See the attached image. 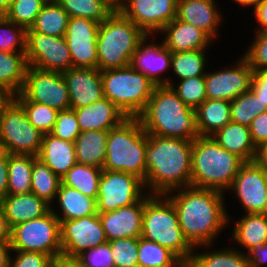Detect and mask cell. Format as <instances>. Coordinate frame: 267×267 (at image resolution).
I'll list each match as a JSON object with an SVG mask.
<instances>
[{
    "label": "cell",
    "instance_id": "obj_65",
    "mask_svg": "<svg viewBox=\"0 0 267 267\" xmlns=\"http://www.w3.org/2000/svg\"><path fill=\"white\" fill-rule=\"evenodd\" d=\"M111 3L116 9L124 2V0H107ZM123 1V2H122Z\"/></svg>",
    "mask_w": 267,
    "mask_h": 267
},
{
    "label": "cell",
    "instance_id": "obj_51",
    "mask_svg": "<svg viewBox=\"0 0 267 267\" xmlns=\"http://www.w3.org/2000/svg\"><path fill=\"white\" fill-rule=\"evenodd\" d=\"M249 128L251 140L256 148L267 142V111L253 119Z\"/></svg>",
    "mask_w": 267,
    "mask_h": 267
},
{
    "label": "cell",
    "instance_id": "obj_54",
    "mask_svg": "<svg viewBox=\"0 0 267 267\" xmlns=\"http://www.w3.org/2000/svg\"><path fill=\"white\" fill-rule=\"evenodd\" d=\"M254 8L256 20L261 26L257 32H267V0H260Z\"/></svg>",
    "mask_w": 267,
    "mask_h": 267
},
{
    "label": "cell",
    "instance_id": "obj_21",
    "mask_svg": "<svg viewBox=\"0 0 267 267\" xmlns=\"http://www.w3.org/2000/svg\"><path fill=\"white\" fill-rule=\"evenodd\" d=\"M147 35L132 53L129 66L145 75L155 86H170L168 79H160L158 74L171 66L172 52L163 44H150L145 47Z\"/></svg>",
    "mask_w": 267,
    "mask_h": 267
},
{
    "label": "cell",
    "instance_id": "obj_17",
    "mask_svg": "<svg viewBox=\"0 0 267 267\" xmlns=\"http://www.w3.org/2000/svg\"><path fill=\"white\" fill-rule=\"evenodd\" d=\"M234 189L247 214L263 213L267 205V171L254 162H245L230 189Z\"/></svg>",
    "mask_w": 267,
    "mask_h": 267
},
{
    "label": "cell",
    "instance_id": "obj_55",
    "mask_svg": "<svg viewBox=\"0 0 267 267\" xmlns=\"http://www.w3.org/2000/svg\"><path fill=\"white\" fill-rule=\"evenodd\" d=\"M8 194V157L0 160V201Z\"/></svg>",
    "mask_w": 267,
    "mask_h": 267
},
{
    "label": "cell",
    "instance_id": "obj_2",
    "mask_svg": "<svg viewBox=\"0 0 267 267\" xmlns=\"http://www.w3.org/2000/svg\"><path fill=\"white\" fill-rule=\"evenodd\" d=\"M192 143L193 140L148 134L144 184L154 194L166 197L174 188L190 187Z\"/></svg>",
    "mask_w": 267,
    "mask_h": 267
},
{
    "label": "cell",
    "instance_id": "obj_48",
    "mask_svg": "<svg viewBox=\"0 0 267 267\" xmlns=\"http://www.w3.org/2000/svg\"><path fill=\"white\" fill-rule=\"evenodd\" d=\"M74 259L83 267H115L108 242L83 251Z\"/></svg>",
    "mask_w": 267,
    "mask_h": 267
},
{
    "label": "cell",
    "instance_id": "obj_3",
    "mask_svg": "<svg viewBox=\"0 0 267 267\" xmlns=\"http://www.w3.org/2000/svg\"><path fill=\"white\" fill-rule=\"evenodd\" d=\"M147 134L194 140L201 137L197 115L170 86H155L150 100L138 116Z\"/></svg>",
    "mask_w": 267,
    "mask_h": 267
},
{
    "label": "cell",
    "instance_id": "obj_9",
    "mask_svg": "<svg viewBox=\"0 0 267 267\" xmlns=\"http://www.w3.org/2000/svg\"><path fill=\"white\" fill-rule=\"evenodd\" d=\"M10 245L13 251L42 252L53 260L62 257L60 221L54 210L13 226Z\"/></svg>",
    "mask_w": 267,
    "mask_h": 267
},
{
    "label": "cell",
    "instance_id": "obj_67",
    "mask_svg": "<svg viewBox=\"0 0 267 267\" xmlns=\"http://www.w3.org/2000/svg\"><path fill=\"white\" fill-rule=\"evenodd\" d=\"M263 214H264V215H265V217L267 218V205H266V208H265V210H264Z\"/></svg>",
    "mask_w": 267,
    "mask_h": 267
},
{
    "label": "cell",
    "instance_id": "obj_53",
    "mask_svg": "<svg viewBox=\"0 0 267 267\" xmlns=\"http://www.w3.org/2000/svg\"><path fill=\"white\" fill-rule=\"evenodd\" d=\"M250 255H247L249 267H259L267 261V241L262 245H258L249 250Z\"/></svg>",
    "mask_w": 267,
    "mask_h": 267
},
{
    "label": "cell",
    "instance_id": "obj_44",
    "mask_svg": "<svg viewBox=\"0 0 267 267\" xmlns=\"http://www.w3.org/2000/svg\"><path fill=\"white\" fill-rule=\"evenodd\" d=\"M170 87L189 108L194 110L207 99L205 76L183 79L177 89L174 88L172 83Z\"/></svg>",
    "mask_w": 267,
    "mask_h": 267
},
{
    "label": "cell",
    "instance_id": "obj_38",
    "mask_svg": "<svg viewBox=\"0 0 267 267\" xmlns=\"http://www.w3.org/2000/svg\"><path fill=\"white\" fill-rule=\"evenodd\" d=\"M60 184L61 178L40 159L33 156L31 192L49 204L53 198L55 199Z\"/></svg>",
    "mask_w": 267,
    "mask_h": 267
},
{
    "label": "cell",
    "instance_id": "obj_41",
    "mask_svg": "<svg viewBox=\"0 0 267 267\" xmlns=\"http://www.w3.org/2000/svg\"><path fill=\"white\" fill-rule=\"evenodd\" d=\"M189 263L193 267H249L247 255L233 249L197 255L193 253Z\"/></svg>",
    "mask_w": 267,
    "mask_h": 267
},
{
    "label": "cell",
    "instance_id": "obj_50",
    "mask_svg": "<svg viewBox=\"0 0 267 267\" xmlns=\"http://www.w3.org/2000/svg\"><path fill=\"white\" fill-rule=\"evenodd\" d=\"M18 253L15 260L10 257L9 267H47L53 260L42 252L15 251Z\"/></svg>",
    "mask_w": 267,
    "mask_h": 267
},
{
    "label": "cell",
    "instance_id": "obj_56",
    "mask_svg": "<svg viewBox=\"0 0 267 267\" xmlns=\"http://www.w3.org/2000/svg\"><path fill=\"white\" fill-rule=\"evenodd\" d=\"M11 227L8 224L3 206L0 203V241H10Z\"/></svg>",
    "mask_w": 267,
    "mask_h": 267
},
{
    "label": "cell",
    "instance_id": "obj_18",
    "mask_svg": "<svg viewBox=\"0 0 267 267\" xmlns=\"http://www.w3.org/2000/svg\"><path fill=\"white\" fill-rule=\"evenodd\" d=\"M237 65L232 69L205 74L207 99L231 102L251 89L253 68L244 57Z\"/></svg>",
    "mask_w": 267,
    "mask_h": 267
},
{
    "label": "cell",
    "instance_id": "obj_59",
    "mask_svg": "<svg viewBox=\"0 0 267 267\" xmlns=\"http://www.w3.org/2000/svg\"><path fill=\"white\" fill-rule=\"evenodd\" d=\"M12 98V94H10L6 89L0 87V116L4 107L12 100Z\"/></svg>",
    "mask_w": 267,
    "mask_h": 267
},
{
    "label": "cell",
    "instance_id": "obj_47",
    "mask_svg": "<svg viewBox=\"0 0 267 267\" xmlns=\"http://www.w3.org/2000/svg\"><path fill=\"white\" fill-rule=\"evenodd\" d=\"M80 133L75 111L73 109L59 111L51 134L57 138L74 142Z\"/></svg>",
    "mask_w": 267,
    "mask_h": 267
},
{
    "label": "cell",
    "instance_id": "obj_7",
    "mask_svg": "<svg viewBox=\"0 0 267 267\" xmlns=\"http://www.w3.org/2000/svg\"><path fill=\"white\" fill-rule=\"evenodd\" d=\"M147 34L116 9L99 25L97 69L99 71L129 66L132 53Z\"/></svg>",
    "mask_w": 267,
    "mask_h": 267
},
{
    "label": "cell",
    "instance_id": "obj_62",
    "mask_svg": "<svg viewBox=\"0 0 267 267\" xmlns=\"http://www.w3.org/2000/svg\"><path fill=\"white\" fill-rule=\"evenodd\" d=\"M9 155L6 144L0 139V160H5Z\"/></svg>",
    "mask_w": 267,
    "mask_h": 267
},
{
    "label": "cell",
    "instance_id": "obj_33",
    "mask_svg": "<svg viewBox=\"0 0 267 267\" xmlns=\"http://www.w3.org/2000/svg\"><path fill=\"white\" fill-rule=\"evenodd\" d=\"M69 16L55 1H48L37 15L33 25L27 31L39 32L56 37L65 36Z\"/></svg>",
    "mask_w": 267,
    "mask_h": 267
},
{
    "label": "cell",
    "instance_id": "obj_14",
    "mask_svg": "<svg viewBox=\"0 0 267 267\" xmlns=\"http://www.w3.org/2000/svg\"><path fill=\"white\" fill-rule=\"evenodd\" d=\"M62 257L74 259L81 252L107 243L99 213L60 223Z\"/></svg>",
    "mask_w": 267,
    "mask_h": 267
},
{
    "label": "cell",
    "instance_id": "obj_8",
    "mask_svg": "<svg viewBox=\"0 0 267 267\" xmlns=\"http://www.w3.org/2000/svg\"><path fill=\"white\" fill-rule=\"evenodd\" d=\"M103 95L126 117H138L151 98L155 85L130 66L101 71Z\"/></svg>",
    "mask_w": 267,
    "mask_h": 267
},
{
    "label": "cell",
    "instance_id": "obj_46",
    "mask_svg": "<svg viewBox=\"0 0 267 267\" xmlns=\"http://www.w3.org/2000/svg\"><path fill=\"white\" fill-rule=\"evenodd\" d=\"M6 26L11 29H7ZM0 32V50L5 52H16V45H18V47H20V52H26L27 30L24 27L11 22L3 15H0Z\"/></svg>",
    "mask_w": 267,
    "mask_h": 267
},
{
    "label": "cell",
    "instance_id": "obj_26",
    "mask_svg": "<svg viewBox=\"0 0 267 267\" xmlns=\"http://www.w3.org/2000/svg\"><path fill=\"white\" fill-rule=\"evenodd\" d=\"M161 31L167 33L163 42L171 52L205 49L212 40L204 31L176 18Z\"/></svg>",
    "mask_w": 267,
    "mask_h": 267
},
{
    "label": "cell",
    "instance_id": "obj_40",
    "mask_svg": "<svg viewBox=\"0 0 267 267\" xmlns=\"http://www.w3.org/2000/svg\"><path fill=\"white\" fill-rule=\"evenodd\" d=\"M204 51V49H200L187 52H172L171 66L181 80L205 76L206 73L203 70L207 60Z\"/></svg>",
    "mask_w": 267,
    "mask_h": 267
},
{
    "label": "cell",
    "instance_id": "obj_52",
    "mask_svg": "<svg viewBox=\"0 0 267 267\" xmlns=\"http://www.w3.org/2000/svg\"><path fill=\"white\" fill-rule=\"evenodd\" d=\"M251 90L267 106V70L254 71Z\"/></svg>",
    "mask_w": 267,
    "mask_h": 267
},
{
    "label": "cell",
    "instance_id": "obj_13",
    "mask_svg": "<svg viewBox=\"0 0 267 267\" xmlns=\"http://www.w3.org/2000/svg\"><path fill=\"white\" fill-rule=\"evenodd\" d=\"M25 54L28 65L39 70L62 73L72 68L70 50L64 36L27 31Z\"/></svg>",
    "mask_w": 267,
    "mask_h": 267
},
{
    "label": "cell",
    "instance_id": "obj_11",
    "mask_svg": "<svg viewBox=\"0 0 267 267\" xmlns=\"http://www.w3.org/2000/svg\"><path fill=\"white\" fill-rule=\"evenodd\" d=\"M16 101H32L58 111L70 109V96L66 82L60 72L44 71L29 66L20 94Z\"/></svg>",
    "mask_w": 267,
    "mask_h": 267
},
{
    "label": "cell",
    "instance_id": "obj_10",
    "mask_svg": "<svg viewBox=\"0 0 267 267\" xmlns=\"http://www.w3.org/2000/svg\"><path fill=\"white\" fill-rule=\"evenodd\" d=\"M43 136L28 121L23 107L12 98L0 116V139L6 144L9 154L37 157L41 150Z\"/></svg>",
    "mask_w": 267,
    "mask_h": 267
},
{
    "label": "cell",
    "instance_id": "obj_57",
    "mask_svg": "<svg viewBox=\"0 0 267 267\" xmlns=\"http://www.w3.org/2000/svg\"><path fill=\"white\" fill-rule=\"evenodd\" d=\"M9 250H12L10 241H0V267H9Z\"/></svg>",
    "mask_w": 267,
    "mask_h": 267
},
{
    "label": "cell",
    "instance_id": "obj_31",
    "mask_svg": "<svg viewBox=\"0 0 267 267\" xmlns=\"http://www.w3.org/2000/svg\"><path fill=\"white\" fill-rule=\"evenodd\" d=\"M195 112L201 136H212L231 122V106L227 100L206 99Z\"/></svg>",
    "mask_w": 267,
    "mask_h": 267
},
{
    "label": "cell",
    "instance_id": "obj_27",
    "mask_svg": "<svg viewBox=\"0 0 267 267\" xmlns=\"http://www.w3.org/2000/svg\"><path fill=\"white\" fill-rule=\"evenodd\" d=\"M212 137L221 147L237 155L244 162L255 161L257 148L251 140L249 126L231 121Z\"/></svg>",
    "mask_w": 267,
    "mask_h": 267
},
{
    "label": "cell",
    "instance_id": "obj_12",
    "mask_svg": "<svg viewBox=\"0 0 267 267\" xmlns=\"http://www.w3.org/2000/svg\"><path fill=\"white\" fill-rule=\"evenodd\" d=\"M144 181L139 177L119 171L103 170L97 195V212L106 213L128 207L143 197Z\"/></svg>",
    "mask_w": 267,
    "mask_h": 267
},
{
    "label": "cell",
    "instance_id": "obj_30",
    "mask_svg": "<svg viewBox=\"0 0 267 267\" xmlns=\"http://www.w3.org/2000/svg\"><path fill=\"white\" fill-rule=\"evenodd\" d=\"M56 197H58V203L63 212V217L55 214L60 223L62 221L98 214L97 200L84 195L75 188L60 184Z\"/></svg>",
    "mask_w": 267,
    "mask_h": 267
},
{
    "label": "cell",
    "instance_id": "obj_43",
    "mask_svg": "<svg viewBox=\"0 0 267 267\" xmlns=\"http://www.w3.org/2000/svg\"><path fill=\"white\" fill-rule=\"evenodd\" d=\"M46 2V0H13L3 16L27 30L31 28Z\"/></svg>",
    "mask_w": 267,
    "mask_h": 267
},
{
    "label": "cell",
    "instance_id": "obj_5",
    "mask_svg": "<svg viewBox=\"0 0 267 267\" xmlns=\"http://www.w3.org/2000/svg\"><path fill=\"white\" fill-rule=\"evenodd\" d=\"M148 134L138 117H127L108 131L103 170L133 174L146 178Z\"/></svg>",
    "mask_w": 267,
    "mask_h": 267
},
{
    "label": "cell",
    "instance_id": "obj_15",
    "mask_svg": "<svg viewBox=\"0 0 267 267\" xmlns=\"http://www.w3.org/2000/svg\"><path fill=\"white\" fill-rule=\"evenodd\" d=\"M99 25L100 23L88 18H69L64 37L70 50L72 68H97Z\"/></svg>",
    "mask_w": 267,
    "mask_h": 267
},
{
    "label": "cell",
    "instance_id": "obj_22",
    "mask_svg": "<svg viewBox=\"0 0 267 267\" xmlns=\"http://www.w3.org/2000/svg\"><path fill=\"white\" fill-rule=\"evenodd\" d=\"M73 110L81 132L89 130L109 131L127 118L114 103L105 97L91 105Z\"/></svg>",
    "mask_w": 267,
    "mask_h": 267
},
{
    "label": "cell",
    "instance_id": "obj_19",
    "mask_svg": "<svg viewBox=\"0 0 267 267\" xmlns=\"http://www.w3.org/2000/svg\"><path fill=\"white\" fill-rule=\"evenodd\" d=\"M61 74L69 91L70 109L91 105L104 97L101 71L97 68H70Z\"/></svg>",
    "mask_w": 267,
    "mask_h": 267
},
{
    "label": "cell",
    "instance_id": "obj_29",
    "mask_svg": "<svg viewBox=\"0 0 267 267\" xmlns=\"http://www.w3.org/2000/svg\"><path fill=\"white\" fill-rule=\"evenodd\" d=\"M26 52L0 50V87L15 96L20 94L29 67Z\"/></svg>",
    "mask_w": 267,
    "mask_h": 267
},
{
    "label": "cell",
    "instance_id": "obj_36",
    "mask_svg": "<svg viewBox=\"0 0 267 267\" xmlns=\"http://www.w3.org/2000/svg\"><path fill=\"white\" fill-rule=\"evenodd\" d=\"M69 18L82 17L102 23L116 8L107 0H56Z\"/></svg>",
    "mask_w": 267,
    "mask_h": 267
},
{
    "label": "cell",
    "instance_id": "obj_49",
    "mask_svg": "<svg viewBox=\"0 0 267 267\" xmlns=\"http://www.w3.org/2000/svg\"><path fill=\"white\" fill-rule=\"evenodd\" d=\"M243 57L254 71L267 70V32H257L255 42Z\"/></svg>",
    "mask_w": 267,
    "mask_h": 267
},
{
    "label": "cell",
    "instance_id": "obj_60",
    "mask_svg": "<svg viewBox=\"0 0 267 267\" xmlns=\"http://www.w3.org/2000/svg\"><path fill=\"white\" fill-rule=\"evenodd\" d=\"M61 267H83L75 259L61 257Z\"/></svg>",
    "mask_w": 267,
    "mask_h": 267
},
{
    "label": "cell",
    "instance_id": "obj_64",
    "mask_svg": "<svg viewBox=\"0 0 267 267\" xmlns=\"http://www.w3.org/2000/svg\"><path fill=\"white\" fill-rule=\"evenodd\" d=\"M47 267H61V257L55 260H52Z\"/></svg>",
    "mask_w": 267,
    "mask_h": 267
},
{
    "label": "cell",
    "instance_id": "obj_42",
    "mask_svg": "<svg viewBox=\"0 0 267 267\" xmlns=\"http://www.w3.org/2000/svg\"><path fill=\"white\" fill-rule=\"evenodd\" d=\"M24 109L28 121L43 135L53 131L58 110L32 101H17Z\"/></svg>",
    "mask_w": 267,
    "mask_h": 267
},
{
    "label": "cell",
    "instance_id": "obj_1",
    "mask_svg": "<svg viewBox=\"0 0 267 267\" xmlns=\"http://www.w3.org/2000/svg\"><path fill=\"white\" fill-rule=\"evenodd\" d=\"M179 189V194L168 198L176 208L184 237L193 247L209 246L228 222L222 192L192 186Z\"/></svg>",
    "mask_w": 267,
    "mask_h": 267
},
{
    "label": "cell",
    "instance_id": "obj_34",
    "mask_svg": "<svg viewBox=\"0 0 267 267\" xmlns=\"http://www.w3.org/2000/svg\"><path fill=\"white\" fill-rule=\"evenodd\" d=\"M33 155H8V194L18 195L31 192Z\"/></svg>",
    "mask_w": 267,
    "mask_h": 267
},
{
    "label": "cell",
    "instance_id": "obj_63",
    "mask_svg": "<svg viewBox=\"0 0 267 267\" xmlns=\"http://www.w3.org/2000/svg\"><path fill=\"white\" fill-rule=\"evenodd\" d=\"M236 2H238L241 5H245V6H256V4L260 1V0H235Z\"/></svg>",
    "mask_w": 267,
    "mask_h": 267
},
{
    "label": "cell",
    "instance_id": "obj_58",
    "mask_svg": "<svg viewBox=\"0 0 267 267\" xmlns=\"http://www.w3.org/2000/svg\"><path fill=\"white\" fill-rule=\"evenodd\" d=\"M255 162L267 171V142L257 148Z\"/></svg>",
    "mask_w": 267,
    "mask_h": 267
},
{
    "label": "cell",
    "instance_id": "obj_66",
    "mask_svg": "<svg viewBox=\"0 0 267 267\" xmlns=\"http://www.w3.org/2000/svg\"><path fill=\"white\" fill-rule=\"evenodd\" d=\"M179 267H193L190 263H182Z\"/></svg>",
    "mask_w": 267,
    "mask_h": 267
},
{
    "label": "cell",
    "instance_id": "obj_32",
    "mask_svg": "<svg viewBox=\"0 0 267 267\" xmlns=\"http://www.w3.org/2000/svg\"><path fill=\"white\" fill-rule=\"evenodd\" d=\"M234 228V239L248 251L267 241V218L263 213L246 214Z\"/></svg>",
    "mask_w": 267,
    "mask_h": 267
},
{
    "label": "cell",
    "instance_id": "obj_16",
    "mask_svg": "<svg viewBox=\"0 0 267 267\" xmlns=\"http://www.w3.org/2000/svg\"><path fill=\"white\" fill-rule=\"evenodd\" d=\"M117 8L147 35L161 31L176 18L178 0H126Z\"/></svg>",
    "mask_w": 267,
    "mask_h": 267
},
{
    "label": "cell",
    "instance_id": "obj_28",
    "mask_svg": "<svg viewBox=\"0 0 267 267\" xmlns=\"http://www.w3.org/2000/svg\"><path fill=\"white\" fill-rule=\"evenodd\" d=\"M107 136L108 131L81 132L74 141L77 163L102 169L105 162Z\"/></svg>",
    "mask_w": 267,
    "mask_h": 267
},
{
    "label": "cell",
    "instance_id": "obj_4",
    "mask_svg": "<svg viewBox=\"0 0 267 267\" xmlns=\"http://www.w3.org/2000/svg\"><path fill=\"white\" fill-rule=\"evenodd\" d=\"M245 162L221 147L212 136L193 140L190 186L223 192Z\"/></svg>",
    "mask_w": 267,
    "mask_h": 267
},
{
    "label": "cell",
    "instance_id": "obj_6",
    "mask_svg": "<svg viewBox=\"0 0 267 267\" xmlns=\"http://www.w3.org/2000/svg\"><path fill=\"white\" fill-rule=\"evenodd\" d=\"M160 196L163 197H145L141 237L168 248L183 263H189L194 248L183 235L174 204L167 197L162 201Z\"/></svg>",
    "mask_w": 267,
    "mask_h": 267
},
{
    "label": "cell",
    "instance_id": "obj_23",
    "mask_svg": "<svg viewBox=\"0 0 267 267\" xmlns=\"http://www.w3.org/2000/svg\"><path fill=\"white\" fill-rule=\"evenodd\" d=\"M176 19L204 31L211 39L216 37V30L221 15L216 10L214 0H178Z\"/></svg>",
    "mask_w": 267,
    "mask_h": 267
},
{
    "label": "cell",
    "instance_id": "obj_45",
    "mask_svg": "<svg viewBox=\"0 0 267 267\" xmlns=\"http://www.w3.org/2000/svg\"><path fill=\"white\" fill-rule=\"evenodd\" d=\"M115 267H138V238L108 241Z\"/></svg>",
    "mask_w": 267,
    "mask_h": 267
},
{
    "label": "cell",
    "instance_id": "obj_37",
    "mask_svg": "<svg viewBox=\"0 0 267 267\" xmlns=\"http://www.w3.org/2000/svg\"><path fill=\"white\" fill-rule=\"evenodd\" d=\"M182 263L168 248L138 238V267H179Z\"/></svg>",
    "mask_w": 267,
    "mask_h": 267
},
{
    "label": "cell",
    "instance_id": "obj_61",
    "mask_svg": "<svg viewBox=\"0 0 267 267\" xmlns=\"http://www.w3.org/2000/svg\"><path fill=\"white\" fill-rule=\"evenodd\" d=\"M13 0H0V15H4L10 8Z\"/></svg>",
    "mask_w": 267,
    "mask_h": 267
},
{
    "label": "cell",
    "instance_id": "obj_39",
    "mask_svg": "<svg viewBox=\"0 0 267 267\" xmlns=\"http://www.w3.org/2000/svg\"><path fill=\"white\" fill-rule=\"evenodd\" d=\"M231 121L250 126L252 120L267 111V106L250 89L230 102Z\"/></svg>",
    "mask_w": 267,
    "mask_h": 267
},
{
    "label": "cell",
    "instance_id": "obj_20",
    "mask_svg": "<svg viewBox=\"0 0 267 267\" xmlns=\"http://www.w3.org/2000/svg\"><path fill=\"white\" fill-rule=\"evenodd\" d=\"M144 204L145 196L131 206L99 213L107 241L141 237Z\"/></svg>",
    "mask_w": 267,
    "mask_h": 267
},
{
    "label": "cell",
    "instance_id": "obj_24",
    "mask_svg": "<svg viewBox=\"0 0 267 267\" xmlns=\"http://www.w3.org/2000/svg\"><path fill=\"white\" fill-rule=\"evenodd\" d=\"M0 203L11 228L20 223L40 218L51 210L50 204L32 192L7 195Z\"/></svg>",
    "mask_w": 267,
    "mask_h": 267
},
{
    "label": "cell",
    "instance_id": "obj_25",
    "mask_svg": "<svg viewBox=\"0 0 267 267\" xmlns=\"http://www.w3.org/2000/svg\"><path fill=\"white\" fill-rule=\"evenodd\" d=\"M75 152L74 142L57 138L49 133L43 136L37 158L61 178L77 163Z\"/></svg>",
    "mask_w": 267,
    "mask_h": 267
},
{
    "label": "cell",
    "instance_id": "obj_35",
    "mask_svg": "<svg viewBox=\"0 0 267 267\" xmlns=\"http://www.w3.org/2000/svg\"><path fill=\"white\" fill-rule=\"evenodd\" d=\"M103 169L76 163L64 176L61 184L75 188L86 196L97 200L98 187Z\"/></svg>",
    "mask_w": 267,
    "mask_h": 267
}]
</instances>
